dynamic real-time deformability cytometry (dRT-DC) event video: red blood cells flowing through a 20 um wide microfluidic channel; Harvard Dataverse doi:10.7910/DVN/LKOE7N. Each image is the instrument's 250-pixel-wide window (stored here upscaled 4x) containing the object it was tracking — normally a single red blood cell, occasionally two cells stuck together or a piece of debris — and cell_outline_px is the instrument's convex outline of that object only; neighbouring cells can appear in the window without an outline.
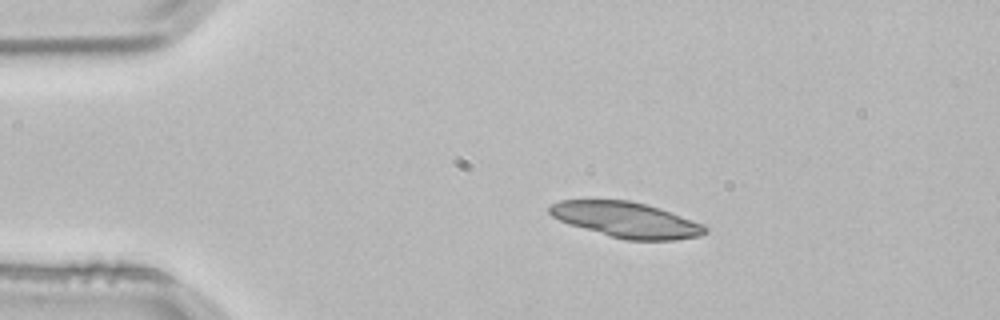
{"species": "common noctule bat (a hibernating species)", "species_latin": "Nyctalus noctula", "temperature_condition": "room temperature", "stored_images_in_passage": 2, "camera_frame_rate_fps": 3000, "um_per_image_px": 0.085, "animal": {"sex": "male", "body_mass_g": 21.5, "forearm_length_mm": 52.0}, "frame": {"image": 1, "passage_image": 1, "time_ms": 0.0, "image_size_px": [1000, 320], "cell_outline_px": [[708, 232], [700, 236], [672, 240], [624, 240], [608, 236], [560, 220], [552, 216], [548, 212], [548, 208], [552, 204], [560, 200], [628, 200], [660, 208], [672, 212], [704, 224], [708, 228]], "centroid_in_image_um": [53.28, 18.69], "position_along_channel_um": 31.7, "area_um2": 32.08}}